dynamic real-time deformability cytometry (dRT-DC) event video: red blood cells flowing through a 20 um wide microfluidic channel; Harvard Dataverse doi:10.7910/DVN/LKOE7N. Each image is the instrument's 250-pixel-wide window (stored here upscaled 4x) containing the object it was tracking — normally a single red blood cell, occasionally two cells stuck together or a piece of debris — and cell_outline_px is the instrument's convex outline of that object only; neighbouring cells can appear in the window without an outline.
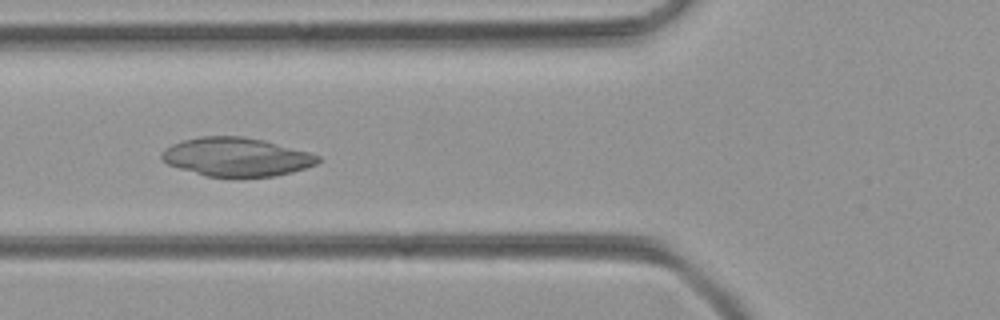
{"species": "common noctule bat (a hibernating species)", "species_latin": "Nyctalus noctula", "temperature_condition": "room temperature", "stored_images_in_passage": 38, "camera_frame_rate_fps": 3000, "um_per_image_px": 0.085, "animal": {"sex": "female", "body_mass_g": 21.9}, "frame": {"image": 1, "passage_image": 6, "time_ms": 1.667, "image_size_px": [1000, 320], "cell_outline_px": [[320, 160], [316, 164], [292, 172], [276, 176], [240, 180], [204, 176], [168, 164], [160, 160], [160, 152], [164, 148], [172, 144], [184, 140], [200, 136], [244, 136], [308, 152], [320, 156]], "centroid_in_image_um": [20.05, 13.39], "position_along_channel_um": 105.8, "area_um2": 35.89}}
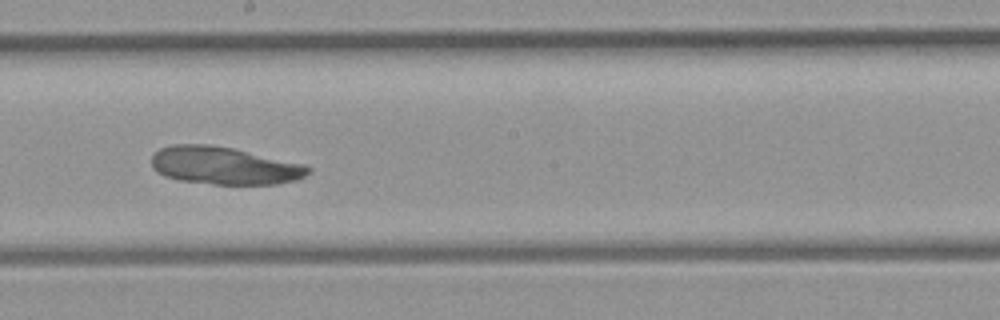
{"frame": {"image": 2, "passage_image": 15, "time_ms": 4.667, "image_size_px": [1000, 320], "cell_outline_px": [[312, 172], [296, 180], [276, 184], [212, 184], [180, 180], [164, 176], [156, 172], [152, 168], [152, 156], [160, 148], [172, 144], [212, 144], [232, 148], [304, 164], [312, 168]], "centroid_in_image_um": [19.05, 14.08], "position_along_channel_um": 229.2, "area_um2": 34.45}}
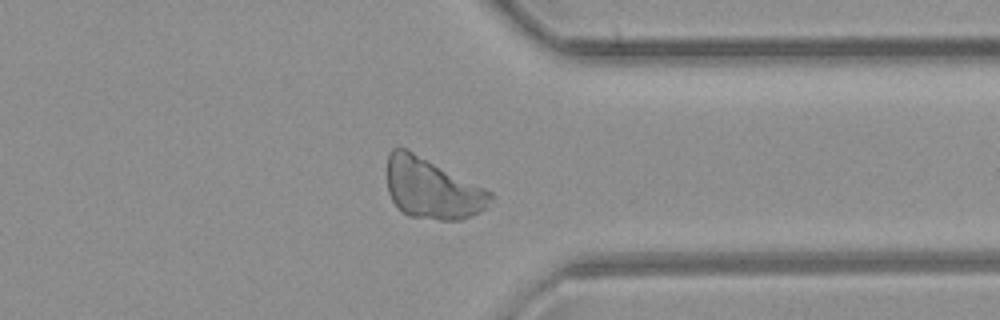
{"frame": {"image": 3, "passage_image": 26, "time_ms": 8.333, "image_size_px": [1000, 320], "cell_outline_px": [[492, 196], [488, 208], [472, 216], [460, 220], [440, 220], [408, 216], [392, 200], [388, 192], [388, 156], [392, 148], [404, 148], [492, 192]], "centroid_in_image_um": [36.74, 16.07], "position_along_channel_um": 374.7, "area_um2": 35.84}}